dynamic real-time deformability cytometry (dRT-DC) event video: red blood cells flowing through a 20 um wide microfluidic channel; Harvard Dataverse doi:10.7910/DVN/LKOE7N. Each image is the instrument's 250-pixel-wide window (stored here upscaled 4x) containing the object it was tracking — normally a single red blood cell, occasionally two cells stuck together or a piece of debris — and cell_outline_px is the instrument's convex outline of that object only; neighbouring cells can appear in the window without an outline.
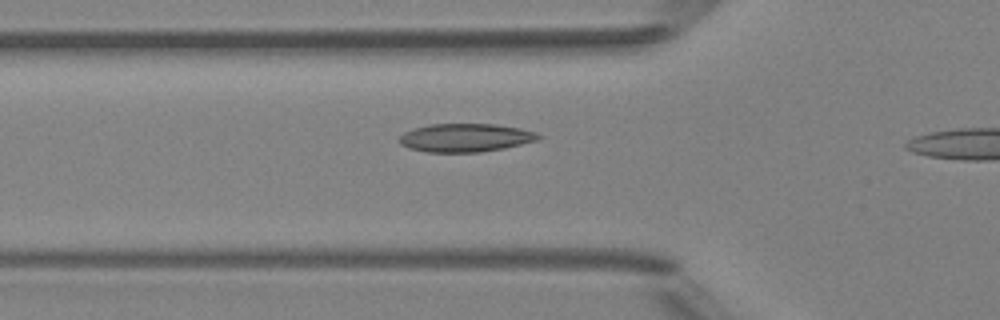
{"species": "Egyptian fruit bat (a non-hibernating species)", "species_latin": "Rousettus aegyptiacus", "temperature_condition": "room temperature", "stored_images_in_passage": 4, "camera_frame_rate_fps": 3000, "um_per_image_px": 0.085, "animal": {"sex": "female"}, "frame": {"image": 1, "passage_image": 2, "time_ms": 0.333, "image_size_px": [1000, 320], "cell_outline_px": [[544, 136], [540, 140], [504, 148], [480, 152], [428, 152], [408, 148], [400, 144], [396, 140], [404, 132], [412, 128], [428, 124], [496, 124], [520, 128], [536, 132]], "centroid_in_image_um": [39.56, 11.7], "position_along_channel_um": 86.2, "area_um2": 23.29}}